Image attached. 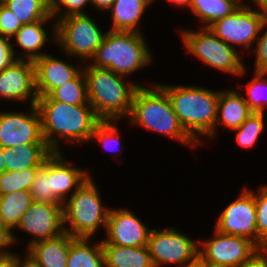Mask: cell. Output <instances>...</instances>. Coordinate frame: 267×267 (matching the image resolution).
<instances>
[{
    "mask_svg": "<svg viewBox=\"0 0 267 267\" xmlns=\"http://www.w3.org/2000/svg\"><path fill=\"white\" fill-rule=\"evenodd\" d=\"M233 1H237L240 5H244L242 2V0H233Z\"/></svg>",
    "mask_w": 267,
    "mask_h": 267,
    "instance_id": "50",
    "label": "cell"
},
{
    "mask_svg": "<svg viewBox=\"0 0 267 267\" xmlns=\"http://www.w3.org/2000/svg\"><path fill=\"white\" fill-rule=\"evenodd\" d=\"M181 34L184 47L203 63L235 76L245 74L246 66L235 47L218 38L209 27H204L198 32L183 30Z\"/></svg>",
    "mask_w": 267,
    "mask_h": 267,
    "instance_id": "8",
    "label": "cell"
},
{
    "mask_svg": "<svg viewBox=\"0 0 267 267\" xmlns=\"http://www.w3.org/2000/svg\"><path fill=\"white\" fill-rule=\"evenodd\" d=\"M53 153L47 144H24L4 148V161L7 171H20L26 168H39Z\"/></svg>",
    "mask_w": 267,
    "mask_h": 267,
    "instance_id": "20",
    "label": "cell"
},
{
    "mask_svg": "<svg viewBox=\"0 0 267 267\" xmlns=\"http://www.w3.org/2000/svg\"><path fill=\"white\" fill-rule=\"evenodd\" d=\"M54 40L71 56L91 60L105 34L88 14H73L56 20ZM85 58V59H84Z\"/></svg>",
    "mask_w": 267,
    "mask_h": 267,
    "instance_id": "7",
    "label": "cell"
},
{
    "mask_svg": "<svg viewBox=\"0 0 267 267\" xmlns=\"http://www.w3.org/2000/svg\"><path fill=\"white\" fill-rule=\"evenodd\" d=\"M160 86L166 91L181 126L197 144L201 142L199 134L210 139L214 136L219 91L198 86Z\"/></svg>",
    "mask_w": 267,
    "mask_h": 267,
    "instance_id": "3",
    "label": "cell"
},
{
    "mask_svg": "<svg viewBox=\"0 0 267 267\" xmlns=\"http://www.w3.org/2000/svg\"><path fill=\"white\" fill-rule=\"evenodd\" d=\"M91 4L90 0H50V10L53 17L56 16V19L63 18L68 15L73 14H86L83 10V6L86 4ZM62 6L65 11H61ZM61 11L62 15H58ZM58 15V16H57ZM58 17V18H57Z\"/></svg>",
    "mask_w": 267,
    "mask_h": 267,
    "instance_id": "36",
    "label": "cell"
},
{
    "mask_svg": "<svg viewBox=\"0 0 267 267\" xmlns=\"http://www.w3.org/2000/svg\"><path fill=\"white\" fill-rule=\"evenodd\" d=\"M22 25L17 15L2 3L0 5V35L11 39Z\"/></svg>",
    "mask_w": 267,
    "mask_h": 267,
    "instance_id": "37",
    "label": "cell"
},
{
    "mask_svg": "<svg viewBox=\"0 0 267 267\" xmlns=\"http://www.w3.org/2000/svg\"><path fill=\"white\" fill-rule=\"evenodd\" d=\"M105 267H154L148 247L102 245Z\"/></svg>",
    "mask_w": 267,
    "mask_h": 267,
    "instance_id": "23",
    "label": "cell"
},
{
    "mask_svg": "<svg viewBox=\"0 0 267 267\" xmlns=\"http://www.w3.org/2000/svg\"><path fill=\"white\" fill-rule=\"evenodd\" d=\"M154 88L140 85L133 97L130 122L176 139L188 146L198 144L181 126L166 91L158 84Z\"/></svg>",
    "mask_w": 267,
    "mask_h": 267,
    "instance_id": "4",
    "label": "cell"
},
{
    "mask_svg": "<svg viewBox=\"0 0 267 267\" xmlns=\"http://www.w3.org/2000/svg\"><path fill=\"white\" fill-rule=\"evenodd\" d=\"M241 195L220 214L215 229L225 235L248 238L258 247L256 203L254 192L243 189Z\"/></svg>",
    "mask_w": 267,
    "mask_h": 267,
    "instance_id": "11",
    "label": "cell"
},
{
    "mask_svg": "<svg viewBox=\"0 0 267 267\" xmlns=\"http://www.w3.org/2000/svg\"><path fill=\"white\" fill-rule=\"evenodd\" d=\"M89 239L76 237L72 241L68 253L67 267H105L102 241L90 245L88 244Z\"/></svg>",
    "mask_w": 267,
    "mask_h": 267,
    "instance_id": "25",
    "label": "cell"
},
{
    "mask_svg": "<svg viewBox=\"0 0 267 267\" xmlns=\"http://www.w3.org/2000/svg\"><path fill=\"white\" fill-rule=\"evenodd\" d=\"M236 141L243 147L250 148L258 140L264 130V113L252 112L251 115L236 129Z\"/></svg>",
    "mask_w": 267,
    "mask_h": 267,
    "instance_id": "32",
    "label": "cell"
},
{
    "mask_svg": "<svg viewBox=\"0 0 267 267\" xmlns=\"http://www.w3.org/2000/svg\"><path fill=\"white\" fill-rule=\"evenodd\" d=\"M254 48L256 53L254 72H267V30L258 37Z\"/></svg>",
    "mask_w": 267,
    "mask_h": 267,
    "instance_id": "38",
    "label": "cell"
},
{
    "mask_svg": "<svg viewBox=\"0 0 267 267\" xmlns=\"http://www.w3.org/2000/svg\"><path fill=\"white\" fill-rule=\"evenodd\" d=\"M180 267H205V260L200 255H198L195 259L185 263Z\"/></svg>",
    "mask_w": 267,
    "mask_h": 267,
    "instance_id": "44",
    "label": "cell"
},
{
    "mask_svg": "<svg viewBox=\"0 0 267 267\" xmlns=\"http://www.w3.org/2000/svg\"><path fill=\"white\" fill-rule=\"evenodd\" d=\"M254 5H256V7L258 6V9H262L267 11V0H252Z\"/></svg>",
    "mask_w": 267,
    "mask_h": 267,
    "instance_id": "47",
    "label": "cell"
},
{
    "mask_svg": "<svg viewBox=\"0 0 267 267\" xmlns=\"http://www.w3.org/2000/svg\"><path fill=\"white\" fill-rule=\"evenodd\" d=\"M151 2L153 0H115L110 7L113 22L110 30L141 33L140 26L137 25Z\"/></svg>",
    "mask_w": 267,
    "mask_h": 267,
    "instance_id": "22",
    "label": "cell"
},
{
    "mask_svg": "<svg viewBox=\"0 0 267 267\" xmlns=\"http://www.w3.org/2000/svg\"><path fill=\"white\" fill-rule=\"evenodd\" d=\"M11 39L0 35V72L15 60L14 44Z\"/></svg>",
    "mask_w": 267,
    "mask_h": 267,
    "instance_id": "39",
    "label": "cell"
},
{
    "mask_svg": "<svg viewBox=\"0 0 267 267\" xmlns=\"http://www.w3.org/2000/svg\"><path fill=\"white\" fill-rule=\"evenodd\" d=\"M170 1V3H174V4H176L177 6L179 5V6H187V7H190V4H191V2H192V0H169Z\"/></svg>",
    "mask_w": 267,
    "mask_h": 267,
    "instance_id": "48",
    "label": "cell"
},
{
    "mask_svg": "<svg viewBox=\"0 0 267 267\" xmlns=\"http://www.w3.org/2000/svg\"><path fill=\"white\" fill-rule=\"evenodd\" d=\"M82 70L89 104L101 121H113L115 124L122 116L130 115L134 94L140 86L138 83H125L122 75L91 66L90 63Z\"/></svg>",
    "mask_w": 267,
    "mask_h": 267,
    "instance_id": "2",
    "label": "cell"
},
{
    "mask_svg": "<svg viewBox=\"0 0 267 267\" xmlns=\"http://www.w3.org/2000/svg\"><path fill=\"white\" fill-rule=\"evenodd\" d=\"M266 74L267 72H254L252 81L246 85L248 98H245V101L253 112L264 113L267 106V78L264 77Z\"/></svg>",
    "mask_w": 267,
    "mask_h": 267,
    "instance_id": "33",
    "label": "cell"
},
{
    "mask_svg": "<svg viewBox=\"0 0 267 267\" xmlns=\"http://www.w3.org/2000/svg\"><path fill=\"white\" fill-rule=\"evenodd\" d=\"M30 193L32 200L40 203L63 204L51 191L49 179V157L39 166Z\"/></svg>",
    "mask_w": 267,
    "mask_h": 267,
    "instance_id": "31",
    "label": "cell"
},
{
    "mask_svg": "<svg viewBox=\"0 0 267 267\" xmlns=\"http://www.w3.org/2000/svg\"><path fill=\"white\" fill-rule=\"evenodd\" d=\"M267 26V11L253 10L249 5L239 6L232 14L215 21L210 30L228 45L249 48L256 42L258 33ZM232 43V45H231Z\"/></svg>",
    "mask_w": 267,
    "mask_h": 267,
    "instance_id": "9",
    "label": "cell"
},
{
    "mask_svg": "<svg viewBox=\"0 0 267 267\" xmlns=\"http://www.w3.org/2000/svg\"><path fill=\"white\" fill-rule=\"evenodd\" d=\"M151 230L130 210L110 208L105 230L107 238L103 239L102 245L146 246Z\"/></svg>",
    "mask_w": 267,
    "mask_h": 267,
    "instance_id": "15",
    "label": "cell"
},
{
    "mask_svg": "<svg viewBox=\"0 0 267 267\" xmlns=\"http://www.w3.org/2000/svg\"><path fill=\"white\" fill-rule=\"evenodd\" d=\"M62 152H53L49 156V179L51 191L62 202L73 188L75 191L87 180L90 173L73 167L70 162L63 160Z\"/></svg>",
    "mask_w": 267,
    "mask_h": 267,
    "instance_id": "18",
    "label": "cell"
},
{
    "mask_svg": "<svg viewBox=\"0 0 267 267\" xmlns=\"http://www.w3.org/2000/svg\"><path fill=\"white\" fill-rule=\"evenodd\" d=\"M239 6L241 5L233 0H192L189 8L204 23V27H209L215 21L232 14Z\"/></svg>",
    "mask_w": 267,
    "mask_h": 267,
    "instance_id": "27",
    "label": "cell"
},
{
    "mask_svg": "<svg viewBox=\"0 0 267 267\" xmlns=\"http://www.w3.org/2000/svg\"><path fill=\"white\" fill-rule=\"evenodd\" d=\"M92 5L99 10H108L115 0H90Z\"/></svg>",
    "mask_w": 267,
    "mask_h": 267,
    "instance_id": "43",
    "label": "cell"
},
{
    "mask_svg": "<svg viewBox=\"0 0 267 267\" xmlns=\"http://www.w3.org/2000/svg\"><path fill=\"white\" fill-rule=\"evenodd\" d=\"M19 255L14 256V267H39L28 257H25V260H21Z\"/></svg>",
    "mask_w": 267,
    "mask_h": 267,
    "instance_id": "42",
    "label": "cell"
},
{
    "mask_svg": "<svg viewBox=\"0 0 267 267\" xmlns=\"http://www.w3.org/2000/svg\"><path fill=\"white\" fill-rule=\"evenodd\" d=\"M242 267H267V248H257Z\"/></svg>",
    "mask_w": 267,
    "mask_h": 267,
    "instance_id": "41",
    "label": "cell"
},
{
    "mask_svg": "<svg viewBox=\"0 0 267 267\" xmlns=\"http://www.w3.org/2000/svg\"><path fill=\"white\" fill-rule=\"evenodd\" d=\"M50 19H43L32 24H25L16 32L12 37L15 38L16 45H19L24 49V56H16L15 59H26L34 61L37 58H40L46 55L40 50L44 44L49 41L47 38V33L43 28V25ZM26 55V56H25ZM25 57V58H24Z\"/></svg>",
    "mask_w": 267,
    "mask_h": 267,
    "instance_id": "24",
    "label": "cell"
},
{
    "mask_svg": "<svg viewBox=\"0 0 267 267\" xmlns=\"http://www.w3.org/2000/svg\"><path fill=\"white\" fill-rule=\"evenodd\" d=\"M33 200L30 191H15L1 195L0 199V222L12 229H17L22 216L31 206Z\"/></svg>",
    "mask_w": 267,
    "mask_h": 267,
    "instance_id": "26",
    "label": "cell"
},
{
    "mask_svg": "<svg viewBox=\"0 0 267 267\" xmlns=\"http://www.w3.org/2000/svg\"><path fill=\"white\" fill-rule=\"evenodd\" d=\"M205 267H231V266L222 265V264H215V263H211L209 261H205Z\"/></svg>",
    "mask_w": 267,
    "mask_h": 267,
    "instance_id": "49",
    "label": "cell"
},
{
    "mask_svg": "<svg viewBox=\"0 0 267 267\" xmlns=\"http://www.w3.org/2000/svg\"><path fill=\"white\" fill-rule=\"evenodd\" d=\"M49 96L55 101L64 102L70 105L89 104L87 84L83 70L81 69L73 79L65 82L58 88H55Z\"/></svg>",
    "mask_w": 267,
    "mask_h": 267,
    "instance_id": "29",
    "label": "cell"
},
{
    "mask_svg": "<svg viewBox=\"0 0 267 267\" xmlns=\"http://www.w3.org/2000/svg\"><path fill=\"white\" fill-rule=\"evenodd\" d=\"M33 62L38 97L48 96L55 88L73 79L81 71L80 67L76 68L48 54L35 59Z\"/></svg>",
    "mask_w": 267,
    "mask_h": 267,
    "instance_id": "17",
    "label": "cell"
},
{
    "mask_svg": "<svg viewBox=\"0 0 267 267\" xmlns=\"http://www.w3.org/2000/svg\"><path fill=\"white\" fill-rule=\"evenodd\" d=\"M199 243L203 247H199V255L205 261L231 267H242L258 248L248 238L225 235L216 229L213 239Z\"/></svg>",
    "mask_w": 267,
    "mask_h": 267,
    "instance_id": "13",
    "label": "cell"
},
{
    "mask_svg": "<svg viewBox=\"0 0 267 267\" xmlns=\"http://www.w3.org/2000/svg\"><path fill=\"white\" fill-rule=\"evenodd\" d=\"M76 237L67 232L30 245L26 252L30 260L39 267H67L70 244Z\"/></svg>",
    "mask_w": 267,
    "mask_h": 267,
    "instance_id": "19",
    "label": "cell"
},
{
    "mask_svg": "<svg viewBox=\"0 0 267 267\" xmlns=\"http://www.w3.org/2000/svg\"><path fill=\"white\" fill-rule=\"evenodd\" d=\"M16 240L17 239L13 231H11L8 227H6L0 222V258L13 257L16 255L13 254L12 252L10 253L9 250H4L8 248L10 245H13V243H16L15 242Z\"/></svg>",
    "mask_w": 267,
    "mask_h": 267,
    "instance_id": "40",
    "label": "cell"
},
{
    "mask_svg": "<svg viewBox=\"0 0 267 267\" xmlns=\"http://www.w3.org/2000/svg\"><path fill=\"white\" fill-rule=\"evenodd\" d=\"M38 168H26L20 171H4L0 175V194L15 191H30Z\"/></svg>",
    "mask_w": 267,
    "mask_h": 267,
    "instance_id": "30",
    "label": "cell"
},
{
    "mask_svg": "<svg viewBox=\"0 0 267 267\" xmlns=\"http://www.w3.org/2000/svg\"><path fill=\"white\" fill-rule=\"evenodd\" d=\"M112 122L113 121H101L94 129L91 141L97 140L104 148L113 152L117 151V148L115 149V145H119L120 136L118 134L117 127L114 126Z\"/></svg>",
    "mask_w": 267,
    "mask_h": 267,
    "instance_id": "35",
    "label": "cell"
},
{
    "mask_svg": "<svg viewBox=\"0 0 267 267\" xmlns=\"http://www.w3.org/2000/svg\"><path fill=\"white\" fill-rule=\"evenodd\" d=\"M154 267L170 263L182 266L199 255V242L193 241L175 228L152 229L147 243Z\"/></svg>",
    "mask_w": 267,
    "mask_h": 267,
    "instance_id": "10",
    "label": "cell"
},
{
    "mask_svg": "<svg viewBox=\"0 0 267 267\" xmlns=\"http://www.w3.org/2000/svg\"><path fill=\"white\" fill-rule=\"evenodd\" d=\"M2 3L17 15L23 25L54 18L50 0H2Z\"/></svg>",
    "mask_w": 267,
    "mask_h": 267,
    "instance_id": "28",
    "label": "cell"
},
{
    "mask_svg": "<svg viewBox=\"0 0 267 267\" xmlns=\"http://www.w3.org/2000/svg\"><path fill=\"white\" fill-rule=\"evenodd\" d=\"M148 48L142 33L108 30L90 65L127 77L151 62Z\"/></svg>",
    "mask_w": 267,
    "mask_h": 267,
    "instance_id": "5",
    "label": "cell"
},
{
    "mask_svg": "<svg viewBox=\"0 0 267 267\" xmlns=\"http://www.w3.org/2000/svg\"><path fill=\"white\" fill-rule=\"evenodd\" d=\"M31 113H0V146L17 147L24 144H47L41 131V118L36 105H30Z\"/></svg>",
    "mask_w": 267,
    "mask_h": 267,
    "instance_id": "12",
    "label": "cell"
},
{
    "mask_svg": "<svg viewBox=\"0 0 267 267\" xmlns=\"http://www.w3.org/2000/svg\"><path fill=\"white\" fill-rule=\"evenodd\" d=\"M256 203V227L258 248H267V186H261L254 194Z\"/></svg>",
    "mask_w": 267,
    "mask_h": 267,
    "instance_id": "34",
    "label": "cell"
},
{
    "mask_svg": "<svg viewBox=\"0 0 267 267\" xmlns=\"http://www.w3.org/2000/svg\"><path fill=\"white\" fill-rule=\"evenodd\" d=\"M36 106L42 137L53 152H60V138L74 143L91 142L94 129L101 122L90 104L70 105L48 95L38 97Z\"/></svg>",
    "mask_w": 267,
    "mask_h": 267,
    "instance_id": "1",
    "label": "cell"
},
{
    "mask_svg": "<svg viewBox=\"0 0 267 267\" xmlns=\"http://www.w3.org/2000/svg\"><path fill=\"white\" fill-rule=\"evenodd\" d=\"M98 187L91 176L63 203L64 232L73 237L91 238L100 226L106 229L110 209L102 206ZM69 227H66V224Z\"/></svg>",
    "mask_w": 267,
    "mask_h": 267,
    "instance_id": "6",
    "label": "cell"
},
{
    "mask_svg": "<svg viewBox=\"0 0 267 267\" xmlns=\"http://www.w3.org/2000/svg\"><path fill=\"white\" fill-rule=\"evenodd\" d=\"M6 171V164L4 161V148L0 146V175Z\"/></svg>",
    "mask_w": 267,
    "mask_h": 267,
    "instance_id": "46",
    "label": "cell"
},
{
    "mask_svg": "<svg viewBox=\"0 0 267 267\" xmlns=\"http://www.w3.org/2000/svg\"><path fill=\"white\" fill-rule=\"evenodd\" d=\"M17 228L32 236L34 235V238L28 243V247L35 242L61 235L64 232L63 204L33 201L22 216Z\"/></svg>",
    "mask_w": 267,
    "mask_h": 267,
    "instance_id": "14",
    "label": "cell"
},
{
    "mask_svg": "<svg viewBox=\"0 0 267 267\" xmlns=\"http://www.w3.org/2000/svg\"><path fill=\"white\" fill-rule=\"evenodd\" d=\"M0 267H14V256L0 258Z\"/></svg>",
    "mask_w": 267,
    "mask_h": 267,
    "instance_id": "45",
    "label": "cell"
},
{
    "mask_svg": "<svg viewBox=\"0 0 267 267\" xmlns=\"http://www.w3.org/2000/svg\"><path fill=\"white\" fill-rule=\"evenodd\" d=\"M33 94V95H32ZM36 105L38 96L35 87L34 62L26 59H15L0 72V99L27 101Z\"/></svg>",
    "mask_w": 267,
    "mask_h": 267,
    "instance_id": "16",
    "label": "cell"
},
{
    "mask_svg": "<svg viewBox=\"0 0 267 267\" xmlns=\"http://www.w3.org/2000/svg\"><path fill=\"white\" fill-rule=\"evenodd\" d=\"M252 112L245 101V97L240 93L230 90L219 91L216 126L221 124L228 129H236Z\"/></svg>",
    "mask_w": 267,
    "mask_h": 267,
    "instance_id": "21",
    "label": "cell"
}]
</instances>
